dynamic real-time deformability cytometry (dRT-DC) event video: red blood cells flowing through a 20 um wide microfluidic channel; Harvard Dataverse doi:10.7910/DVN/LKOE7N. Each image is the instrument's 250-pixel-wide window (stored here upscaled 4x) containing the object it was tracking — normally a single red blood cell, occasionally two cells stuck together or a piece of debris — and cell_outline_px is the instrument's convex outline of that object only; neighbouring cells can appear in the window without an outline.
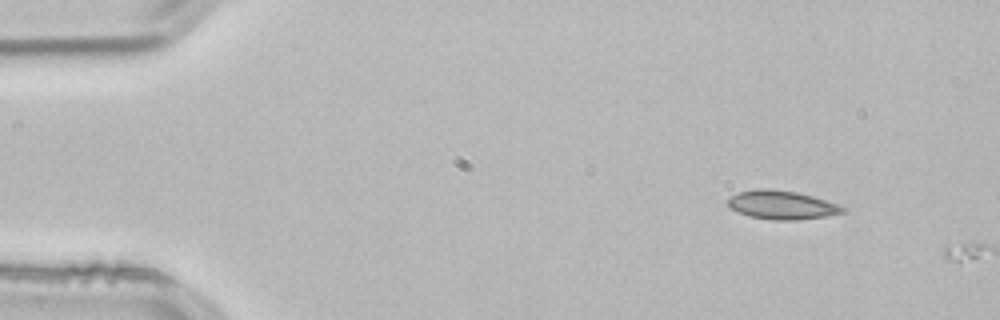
{"species": "common noctule bat (a hibernating species)", "species_latin": "Nyctalus noctula", "temperature_condition": "room temperature", "stored_images_in_passage": 6, "camera_frame_rate_fps": 3000, "um_per_image_px": 0.085, "animal": {"sex": "male", "body_mass_g": 21.5, "forearm_length_mm": 52.0}, "frame": {"image": 1, "passage_image": 5, "time_ms": 1.333, "image_size_px": [1000, 320], "cell_outline_px": [[848, 208], [844, 212], [824, 216], [796, 220], [772, 220], [748, 216], [732, 208], [728, 204], [728, 200], [732, 196], [740, 192], [756, 188], [768, 188], [796, 192], [812, 196]], "centroid_in_image_um": [66.45, 17.42], "position_along_channel_um": 18.5, "area_um2": 18.9}}